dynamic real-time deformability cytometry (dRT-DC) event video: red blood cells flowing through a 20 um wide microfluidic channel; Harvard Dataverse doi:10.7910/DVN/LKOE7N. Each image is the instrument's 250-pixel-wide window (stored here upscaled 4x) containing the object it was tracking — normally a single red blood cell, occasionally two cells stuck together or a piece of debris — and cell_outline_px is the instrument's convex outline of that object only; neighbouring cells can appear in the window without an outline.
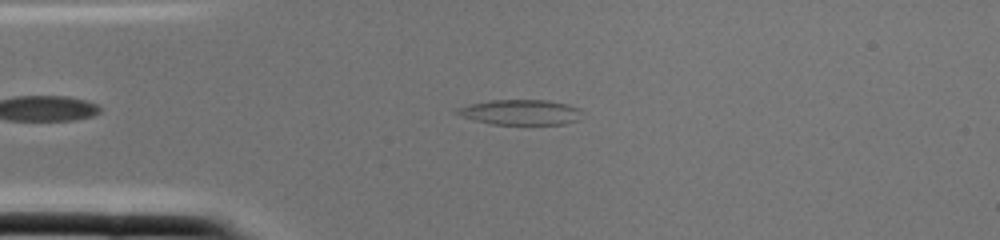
{"species": "common noctule bat (a hibernating species)", "species_latin": "Nyctalus noctula", "temperature_condition": "cold", "stored_images_in_passage": 1, "camera_frame_rate_fps": 3000, "um_per_image_px": 0.085, "animal": {"sex": "female", "body_mass_g": 22.0, "forearm_length_mm": 56.7}, "frame": {"image": 1, "passage_image": 1, "time_ms": 0.0, "image_size_px": [1000, 240], "cell_outline_px": [[580, 120], [564, 124], [492, 124], [460, 116], [452, 112], [456, 108], [468, 104], [488, 100], [544, 100], [568, 104], [580, 108]], "centroid_in_image_um": [44.21, 9.53], "position_along_channel_um": 40.8, "area_um2": 18.5}}